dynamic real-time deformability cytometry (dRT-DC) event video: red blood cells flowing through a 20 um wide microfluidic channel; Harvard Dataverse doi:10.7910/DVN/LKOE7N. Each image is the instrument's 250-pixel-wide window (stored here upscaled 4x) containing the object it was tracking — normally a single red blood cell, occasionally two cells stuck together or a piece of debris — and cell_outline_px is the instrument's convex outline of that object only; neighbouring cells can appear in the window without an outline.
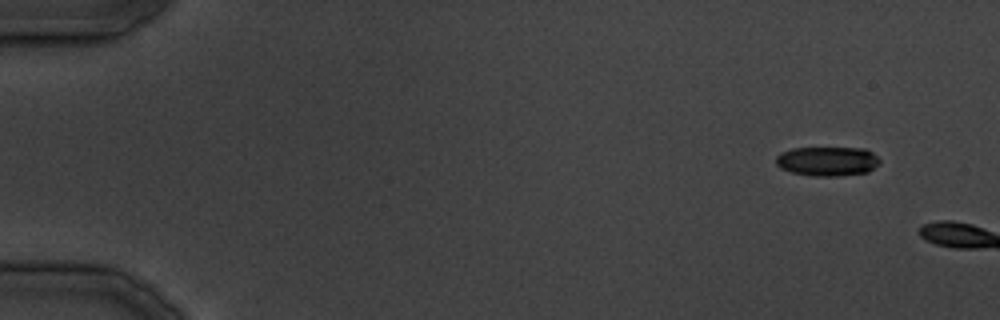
{"species": "common noctule bat (a hibernating species)", "species_latin": "Nyctalus noctula", "temperature_condition": "cold", "stored_images_in_passage": 4, "camera_frame_rate_fps": 3000, "um_per_image_px": 0.085, "animal": {"sex": "male", "body_mass_g": 19.5, "forearm_length_mm": 54.6}, "frame": {"image": 1, "passage_image": 3, "time_ms": 2.0, "image_size_px": [1000, 320], "cell_outline_px": [[880, 164], [868, 172], [836, 176], [812, 176], [792, 172], [780, 168], [776, 164], [776, 156], [780, 152], [792, 148], [864, 148], [872, 152], [880, 160]], "centroid_in_image_um": [70.32, 13.7], "position_along_channel_um": 14.7, "area_um2": 17.86}}